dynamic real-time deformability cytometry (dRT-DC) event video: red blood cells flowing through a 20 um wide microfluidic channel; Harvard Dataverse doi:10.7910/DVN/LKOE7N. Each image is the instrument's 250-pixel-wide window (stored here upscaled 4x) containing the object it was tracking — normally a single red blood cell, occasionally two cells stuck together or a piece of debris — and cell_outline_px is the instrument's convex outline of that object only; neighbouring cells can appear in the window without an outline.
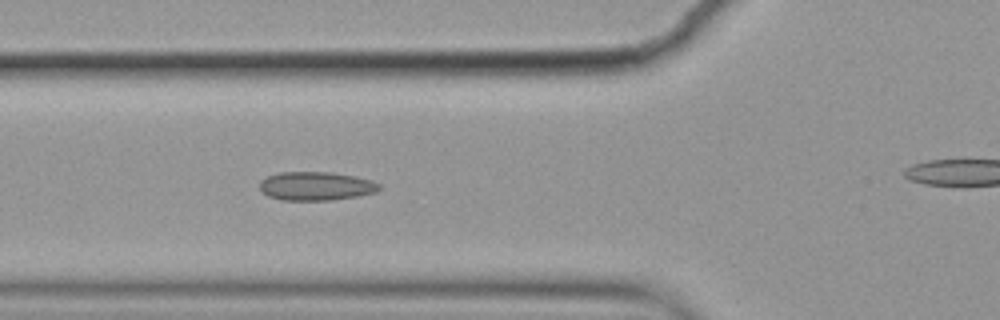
{"species": "common noctule bat (a hibernating species)", "species_latin": "Nyctalus noctula", "temperature_condition": "cold", "stored_images_in_passage": 7, "segment_of_instrument_passage": [1, 2], "camera_frame_rate_fps": 3000, "um_per_image_px": 0.085, "animal": {"sex": "female", "body_mass_g": 19.9}, "frame": {"image": 1, "passage_image": 6, "time_ms": 1.667, "image_size_px": [1000, 320], "cell_outline_px": [[380, 188], [376, 192], [356, 196], [328, 200], [280, 200], [268, 196], [260, 192], [260, 180], [268, 176], [280, 172], [332, 172], [356, 176], [380, 184]], "centroid_in_image_um": [26.81, 15.81], "position_along_channel_um": 99.0, "area_um2": 19.94}}